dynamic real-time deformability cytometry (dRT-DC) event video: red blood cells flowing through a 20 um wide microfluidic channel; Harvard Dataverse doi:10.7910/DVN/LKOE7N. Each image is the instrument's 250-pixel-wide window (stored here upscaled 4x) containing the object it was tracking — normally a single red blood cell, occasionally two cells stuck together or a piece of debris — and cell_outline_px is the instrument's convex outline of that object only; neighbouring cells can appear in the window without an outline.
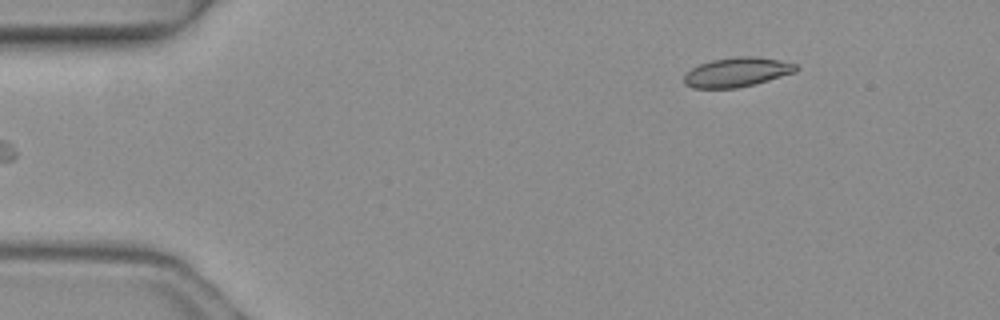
{"species": "common noctule bat (a hibernating species)", "species_latin": "Nyctalus noctula", "temperature_condition": "warm", "stored_images_in_passage": 4, "segment_of_instrument_passage": [2, 2], "camera_frame_rate_fps": 3000, "um_per_image_px": 0.085, "animal": {"sex": "female", "body_mass_g": 19.3, "forearm_length_mm": 54.1}, "frame": {"image": 1, "passage_image": 4, "time_ms": 1.0, "image_size_px": [1000, 320], "cell_outline_px": [[800, 68], [796, 72], [756, 84], [736, 88], [692, 88], [684, 84], [684, 76], [692, 68], [700, 64], [712, 60], [736, 56], [756, 56], [780, 60], [796, 64]], "centroid_in_image_um": [62.67, 6.13], "position_along_channel_um": 22.3, "area_um2": 19.31}}